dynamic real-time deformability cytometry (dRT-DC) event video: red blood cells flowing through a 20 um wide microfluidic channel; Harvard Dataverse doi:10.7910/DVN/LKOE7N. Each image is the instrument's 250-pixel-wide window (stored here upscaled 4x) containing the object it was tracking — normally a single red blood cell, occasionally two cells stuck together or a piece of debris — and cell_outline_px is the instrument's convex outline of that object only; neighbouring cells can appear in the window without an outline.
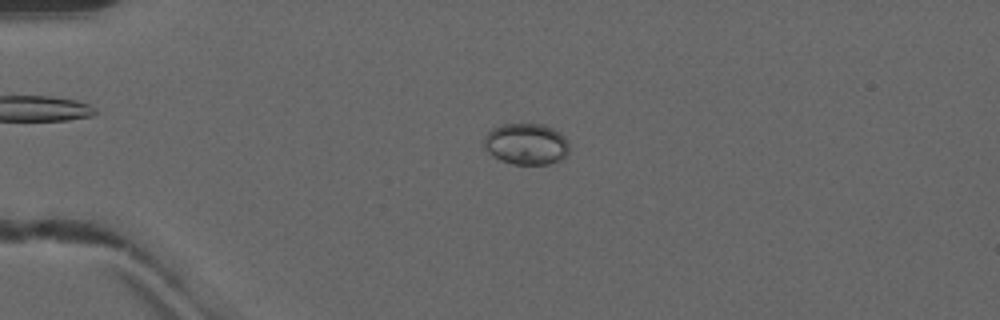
{"species": "common noctule bat (a hibernating species)", "species_latin": "Nyctalus noctula", "temperature_condition": "warm", "stored_images_in_passage": 47, "camera_frame_rate_fps": 3000, "um_per_image_px": 0.085, "animal": {"sex": "male", "forearm_length_mm": 52.5}, "frame": {"image": 1, "passage_image": 10, "time_ms": 3.0, "image_size_px": [1000, 320], "cell_outline_px": [[568, 152], [564, 156], [548, 164], [512, 164], [500, 160], [492, 156], [484, 148], [484, 136], [492, 128], [504, 124], [544, 124], [560, 132], [568, 140]], "centroid_in_image_um": [44.7, 12.23], "position_along_channel_um": 40.3, "area_um2": 20.52}}
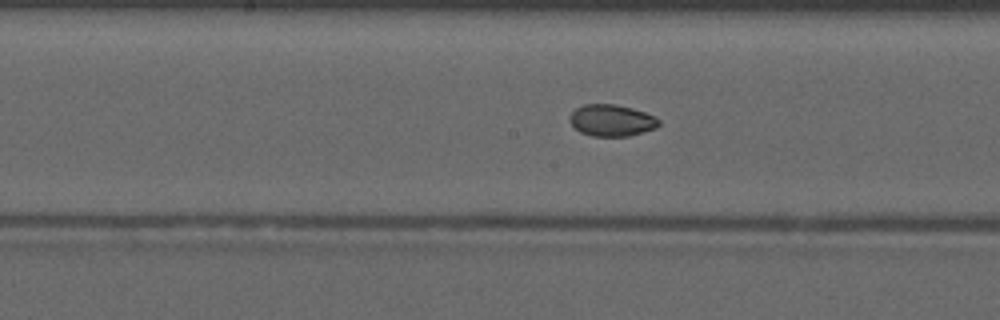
{"frame": {"image": 2, "passage_image": 24, "time_ms": 7.667, "image_size_px": [1000, 320], "cell_outline_px": [[660, 124], [656, 128], [628, 136], [592, 136], [580, 132], [568, 120], [568, 116], [576, 108], [584, 104], [616, 104], [632, 108], [656, 116], [660, 120]], "centroid_in_image_um": [51.99, 10.22], "position_along_channel_um": 196.2, "area_um2": 16.53}}
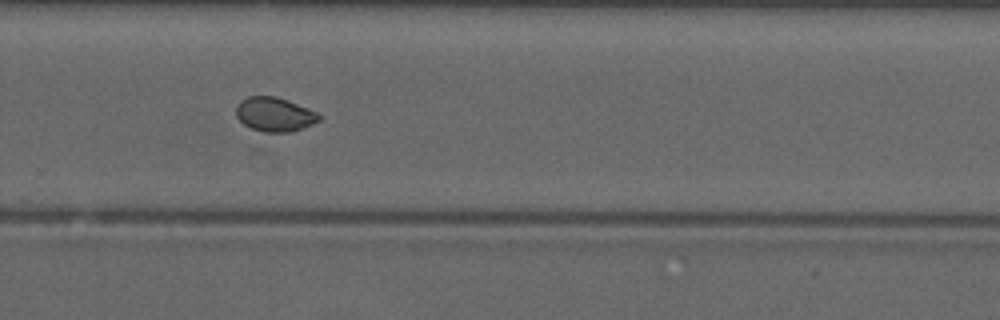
{"frame": {"image": 3, "passage_image": 32, "time_ms": 10.333, "image_size_px": [1000, 320], "cell_outline_px": [[320, 120], [312, 124], [292, 132], [264, 132], [252, 128], [244, 124], [236, 116], [236, 104], [240, 100], [248, 96], [276, 96], [288, 100], [308, 108], [316, 112], [320, 116]], "centroid_in_image_um": [23.32, 9.71], "position_along_channel_um": 306.5, "area_um2": 16.53}, "authors_computed_cell_mechanics": {"area_um2": 17.3978, "velocity_mm_per_s": 4.1526, "shape_relaxation_time_tau1_ms": null, "shape_relaxation_time_tau2_ms": 1.3891, "deformation_change_tau1": null, "deformation_change_tau2": 0.0404}}